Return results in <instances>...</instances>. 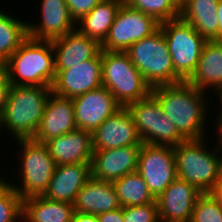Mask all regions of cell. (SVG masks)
Wrapping results in <instances>:
<instances>
[{"mask_svg":"<svg viewBox=\"0 0 222 222\" xmlns=\"http://www.w3.org/2000/svg\"><path fill=\"white\" fill-rule=\"evenodd\" d=\"M102 86L107 88L121 107L147 98L151 87L126 52L101 50Z\"/></svg>","mask_w":222,"mask_h":222,"instance_id":"5","label":"cell"},{"mask_svg":"<svg viewBox=\"0 0 222 222\" xmlns=\"http://www.w3.org/2000/svg\"><path fill=\"white\" fill-rule=\"evenodd\" d=\"M123 2L124 0H102L91 12L76 22L77 29L102 44Z\"/></svg>","mask_w":222,"mask_h":222,"instance_id":"24","label":"cell"},{"mask_svg":"<svg viewBox=\"0 0 222 222\" xmlns=\"http://www.w3.org/2000/svg\"><path fill=\"white\" fill-rule=\"evenodd\" d=\"M71 17L75 22L91 12L102 0H65Z\"/></svg>","mask_w":222,"mask_h":222,"instance_id":"34","label":"cell"},{"mask_svg":"<svg viewBox=\"0 0 222 222\" xmlns=\"http://www.w3.org/2000/svg\"><path fill=\"white\" fill-rule=\"evenodd\" d=\"M172 58L174 72L187 81L195 72L207 40L180 17L160 23Z\"/></svg>","mask_w":222,"mask_h":222,"instance_id":"8","label":"cell"},{"mask_svg":"<svg viewBox=\"0 0 222 222\" xmlns=\"http://www.w3.org/2000/svg\"><path fill=\"white\" fill-rule=\"evenodd\" d=\"M22 211L19 194L8 185L0 194V222H10Z\"/></svg>","mask_w":222,"mask_h":222,"instance_id":"31","label":"cell"},{"mask_svg":"<svg viewBox=\"0 0 222 222\" xmlns=\"http://www.w3.org/2000/svg\"><path fill=\"white\" fill-rule=\"evenodd\" d=\"M20 151V185H9L19 194L21 200L30 197L43 196L53 176L55 162L52 160L45 143L37 142L33 138L15 140Z\"/></svg>","mask_w":222,"mask_h":222,"instance_id":"7","label":"cell"},{"mask_svg":"<svg viewBox=\"0 0 222 222\" xmlns=\"http://www.w3.org/2000/svg\"><path fill=\"white\" fill-rule=\"evenodd\" d=\"M92 141L94 151L143 144L126 107L107 118L92 133Z\"/></svg>","mask_w":222,"mask_h":222,"instance_id":"13","label":"cell"},{"mask_svg":"<svg viewBox=\"0 0 222 222\" xmlns=\"http://www.w3.org/2000/svg\"><path fill=\"white\" fill-rule=\"evenodd\" d=\"M126 108L132 115L142 143L157 145L158 117L163 115L159 102L150 94L147 98L131 103Z\"/></svg>","mask_w":222,"mask_h":222,"instance_id":"26","label":"cell"},{"mask_svg":"<svg viewBox=\"0 0 222 222\" xmlns=\"http://www.w3.org/2000/svg\"><path fill=\"white\" fill-rule=\"evenodd\" d=\"M160 22L153 16L134 9L123 2L110 27L102 50L126 52L134 43L151 36L159 29Z\"/></svg>","mask_w":222,"mask_h":222,"instance_id":"9","label":"cell"},{"mask_svg":"<svg viewBox=\"0 0 222 222\" xmlns=\"http://www.w3.org/2000/svg\"><path fill=\"white\" fill-rule=\"evenodd\" d=\"M45 144L56 165L91 164L94 150L89 131L76 129L51 138Z\"/></svg>","mask_w":222,"mask_h":222,"instance_id":"17","label":"cell"},{"mask_svg":"<svg viewBox=\"0 0 222 222\" xmlns=\"http://www.w3.org/2000/svg\"><path fill=\"white\" fill-rule=\"evenodd\" d=\"M190 222H222V195L202 193L194 206Z\"/></svg>","mask_w":222,"mask_h":222,"instance_id":"30","label":"cell"},{"mask_svg":"<svg viewBox=\"0 0 222 222\" xmlns=\"http://www.w3.org/2000/svg\"><path fill=\"white\" fill-rule=\"evenodd\" d=\"M12 85L9 82L7 63L0 59V116L5 112L9 102Z\"/></svg>","mask_w":222,"mask_h":222,"instance_id":"35","label":"cell"},{"mask_svg":"<svg viewBox=\"0 0 222 222\" xmlns=\"http://www.w3.org/2000/svg\"><path fill=\"white\" fill-rule=\"evenodd\" d=\"M97 217L99 222H124L123 207L100 213Z\"/></svg>","mask_w":222,"mask_h":222,"instance_id":"36","label":"cell"},{"mask_svg":"<svg viewBox=\"0 0 222 222\" xmlns=\"http://www.w3.org/2000/svg\"><path fill=\"white\" fill-rule=\"evenodd\" d=\"M126 53L151 88L183 82L174 72L169 48L160 28L131 45Z\"/></svg>","mask_w":222,"mask_h":222,"instance_id":"6","label":"cell"},{"mask_svg":"<svg viewBox=\"0 0 222 222\" xmlns=\"http://www.w3.org/2000/svg\"><path fill=\"white\" fill-rule=\"evenodd\" d=\"M220 152L222 154V146L220 148ZM221 185H222V155H221Z\"/></svg>","mask_w":222,"mask_h":222,"instance_id":"43","label":"cell"},{"mask_svg":"<svg viewBox=\"0 0 222 222\" xmlns=\"http://www.w3.org/2000/svg\"><path fill=\"white\" fill-rule=\"evenodd\" d=\"M187 82L203 92L206 89L216 94L222 92V42H206L197 68Z\"/></svg>","mask_w":222,"mask_h":222,"instance_id":"22","label":"cell"},{"mask_svg":"<svg viewBox=\"0 0 222 222\" xmlns=\"http://www.w3.org/2000/svg\"><path fill=\"white\" fill-rule=\"evenodd\" d=\"M27 24L0 11V59L6 61L28 38Z\"/></svg>","mask_w":222,"mask_h":222,"instance_id":"28","label":"cell"},{"mask_svg":"<svg viewBox=\"0 0 222 222\" xmlns=\"http://www.w3.org/2000/svg\"><path fill=\"white\" fill-rule=\"evenodd\" d=\"M124 2L134 9L153 16L160 23L180 17V8L173 0H124Z\"/></svg>","mask_w":222,"mask_h":222,"instance_id":"29","label":"cell"},{"mask_svg":"<svg viewBox=\"0 0 222 222\" xmlns=\"http://www.w3.org/2000/svg\"><path fill=\"white\" fill-rule=\"evenodd\" d=\"M12 86H52L55 55L51 41L27 38L6 60Z\"/></svg>","mask_w":222,"mask_h":222,"instance_id":"3","label":"cell"},{"mask_svg":"<svg viewBox=\"0 0 222 222\" xmlns=\"http://www.w3.org/2000/svg\"><path fill=\"white\" fill-rule=\"evenodd\" d=\"M22 211L29 222H71L75 213L73 203L53 201L44 196L23 200Z\"/></svg>","mask_w":222,"mask_h":222,"instance_id":"25","label":"cell"},{"mask_svg":"<svg viewBox=\"0 0 222 222\" xmlns=\"http://www.w3.org/2000/svg\"><path fill=\"white\" fill-rule=\"evenodd\" d=\"M151 95L185 140L205 138L206 116H209L207 107L210 104L209 98H205L207 93L183 81L154 87Z\"/></svg>","mask_w":222,"mask_h":222,"instance_id":"1","label":"cell"},{"mask_svg":"<svg viewBox=\"0 0 222 222\" xmlns=\"http://www.w3.org/2000/svg\"><path fill=\"white\" fill-rule=\"evenodd\" d=\"M217 98H219L217 101H219V106H220V108H221V112L218 114L217 113V121L215 120L214 121V123L217 125V129L216 130H218V132H219V134H220V137L218 138L219 139V141H218V144L220 145V146H222V92H219V93H217L216 95H215Z\"/></svg>","mask_w":222,"mask_h":222,"instance_id":"37","label":"cell"},{"mask_svg":"<svg viewBox=\"0 0 222 222\" xmlns=\"http://www.w3.org/2000/svg\"><path fill=\"white\" fill-rule=\"evenodd\" d=\"M142 145L94 151L91 160V177L112 182L137 171Z\"/></svg>","mask_w":222,"mask_h":222,"instance_id":"15","label":"cell"},{"mask_svg":"<svg viewBox=\"0 0 222 222\" xmlns=\"http://www.w3.org/2000/svg\"><path fill=\"white\" fill-rule=\"evenodd\" d=\"M75 212L98 215L121 207L111 182L90 178L73 202Z\"/></svg>","mask_w":222,"mask_h":222,"instance_id":"21","label":"cell"},{"mask_svg":"<svg viewBox=\"0 0 222 222\" xmlns=\"http://www.w3.org/2000/svg\"><path fill=\"white\" fill-rule=\"evenodd\" d=\"M77 129L93 133L121 106L104 86L72 98Z\"/></svg>","mask_w":222,"mask_h":222,"instance_id":"12","label":"cell"},{"mask_svg":"<svg viewBox=\"0 0 222 222\" xmlns=\"http://www.w3.org/2000/svg\"><path fill=\"white\" fill-rule=\"evenodd\" d=\"M205 141L185 140L173 147L177 177L201 193H215L221 190V146L217 143L209 151Z\"/></svg>","mask_w":222,"mask_h":222,"instance_id":"2","label":"cell"},{"mask_svg":"<svg viewBox=\"0 0 222 222\" xmlns=\"http://www.w3.org/2000/svg\"><path fill=\"white\" fill-rule=\"evenodd\" d=\"M202 193L178 177L156 198L160 222H190Z\"/></svg>","mask_w":222,"mask_h":222,"instance_id":"14","label":"cell"},{"mask_svg":"<svg viewBox=\"0 0 222 222\" xmlns=\"http://www.w3.org/2000/svg\"><path fill=\"white\" fill-rule=\"evenodd\" d=\"M51 43L55 55V69H69L95 58L102 50L98 41L82 34L77 28L51 40Z\"/></svg>","mask_w":222,"mask_h":222,"instance_id":"19","label":"cell"},{"mask_svg":"<svg viewBox=\"0 0 222 222\" xmlns=\"http://www.w3.org/2000/svg\"><path fill=\"white\" fill-rule=\"evenodd\" d=\"M185 139L179 134L175 124L163 114L158 117L157 145L176 147Z\"/></svg>","mask_w":222,"mask_h":222,"instance_id":"33","label":"cell"},{"mask_svg":"<svg viewBox=\"0 0 222 222\" xmlns=\"http://www.w3.org/2000/svg\"><path fill=\"white\" fill-rule=\"evenodd\" d=\"M217 15L219 18V25L217 29V42H222V0L218 1Z\"/></svg>","mask_w":222,"mask_h":222,"instance_id":"39","label":"cell"},{"mask_svg":"<svg viewBox=\"0 0 222 222\" xmlns=\"http://www.w3.org/2000/svg\"><path fill=\"white\" fill-rule=\"evenodd\" d=\"M20 220V221H18ZM10 222H29L27 216L23 211H21L14 219H12Z\"/></svg>","mask_w":222,"mask_h":222,"instance_id":"40","label":"cell"},{"mask_svg":"<svg viewBox=\"0 0 222 222\" xmlns=\"http://www.w3.org/2000/svg\"><path fill=\"white\" fill-rule=\"evenodd\" d=\"M124 222H160L157 202L123 207Z\"/></svg>","mask_w":222,"mask_h":222,"instance_id":"32","label":"cell"},{"mask_svg":"<svg viewBox=\"0 0 222 222\" xmlns=\"http://www.w3.org/2000/svg\"><path fill=\"white\" fill-rule=\"evenodd\" d=\"M219 193L222 195V185H221V190L219 191Z\"/></svg>","mask_w":222,"mask_h":222,"instance_id":"44","label":"cell"},{"mask_svg":"<svg viewBox=\"0 0 222 222\" xmlns=\"http://www.w3.org/2000/svg\"><path fill=\"white\" fill-rule=\"evenodd\" d=\"M102 86L101 52L92 59L69 69H56L52 92L58 96L74 98Z\"/></svg>","mask_w":222,"mask_h":222,"instance_id":"11","label":"cell"},{"mask_svg":"<svg viewBox=\"0 0 222 222\" xmlns=\"http://www.w3.org/2000/svg\"><path fill=\"white\" fill-rule=\"evenodd\" d=\"M173 1L180 9L187 2V0H173Z\"/></svg>","mask_w":222,"mask_h":222,"instance_id":"42","label":"cell"},{"mask_svg":"<svg viewBox=\"0 0 222 222\" xmlns=\"http://www.w3.org/2000/svg\"><path fill=\"white\" fill-rule=\"evenodd\" d=\"M51 92L50 86H12L8 105L0 116L1 130L6 128L16 140L33 138Z\"/></svg>","mask_w":222,"mask_h":222,"instance_id":"4","label":"cell"},{"mask_svg":"<svg viewBox=\"0 0 222 222\" xmlns=\"http://www.w3.org/2000/svg\"><path fill=\"white\" fill-rule=\"evenodd\" d=\"M40 10V22L27 24L31 39L51 41L77 28L65 0H42Z\"/></svg>","mask_w":222,"mask_h":222,"instance_id":"16","label":"cell"},{"mask_svg":"<svg viewBox=\"0 0 222 222\" xmlns=\"http://www.w3.org/2000/svg\"><path fill=\"white\" fill-rule=\"evenodd\" d=\"M3 178H4V176L1 177V175H0V194L9 185V181H7Z\"/></svg>","mask_w":222,"mask_h":222,"instance_id":"41","label":"cell"},{"mask_svg":"<svg viewBox=\"0 0 222 222\" xmlns=\"http://www.w3.org/2000/svg\"><path fill=\"white\" fill-rule=\"evenodd\" d=\"M76 129L72 98L58 96L51 92L40 126L33 139L45 143L51 138Z\"/></svg>","mask_w":222,"mask_h":222,"instance_id":"18","label":"cell"},{"mask_svg":"<svg viewBox=\"0 0 222 222\" xmlns=\"http://www.w3.org/2000/svg\"><path fill=\"white\" fill-rule=\"evenodd\" d=\"M111 183L121 207L146 205L156 201L137 171L128 173Z\"/></svg>","mask_w":222,"mask_h":222,"instance_id":"27","label":"cell"},{"mask_svg":"<svg viewBox=\"0 0 222 222\" xmlns=\"http://www.w3.org/2000/svg\"><path fill=\"white\" fill-rule=\"evenodd\" d=\"M91 178V164L56 165L49 187L43 195L53 201L73 203Z\"/></svg>","mask_w":222,"mask_h":222,"instance_id":"20","label":"cell"},{"mask_svg":"<svg viewBox=\"0 0 222 222\" xmlns=\"http://www.w3.org/2000/svg\"><path fill=\"white\" fill-rule=\"evenodd\" d=\"M137 172L157 198L177 178L173 147L143 143Z\"/></svg>","mask_w":222,"mask_h":222,"instance_id":"10","label":"cell"},{"mask_svg":"<svg viewBox=\"0 0 222 222\" xmlns=\"http://www.w3.org/2000/svg\"><path fill=\"white\" fill-rule=\"evenodd\" d=\"M219 0H187L180 9V18L192 25L207 41L217 42Z\"/></svg>","mask_w":222,"mask_h":222,"instance_id":"23","label":"cell"},{"mask_svg":"<svg viewBox=\"0 0 222 222\" xmlns=\"http://www.w3.org/2000/svg\"><path fill=\"white\" fill-rule=\"evenodd\" d=\"M71 222H99L97 215L75 212Z\"/></svg>","mask_w":222,"mask_h":222,"instance_id":"38","label":"cell"}]
</instances>
